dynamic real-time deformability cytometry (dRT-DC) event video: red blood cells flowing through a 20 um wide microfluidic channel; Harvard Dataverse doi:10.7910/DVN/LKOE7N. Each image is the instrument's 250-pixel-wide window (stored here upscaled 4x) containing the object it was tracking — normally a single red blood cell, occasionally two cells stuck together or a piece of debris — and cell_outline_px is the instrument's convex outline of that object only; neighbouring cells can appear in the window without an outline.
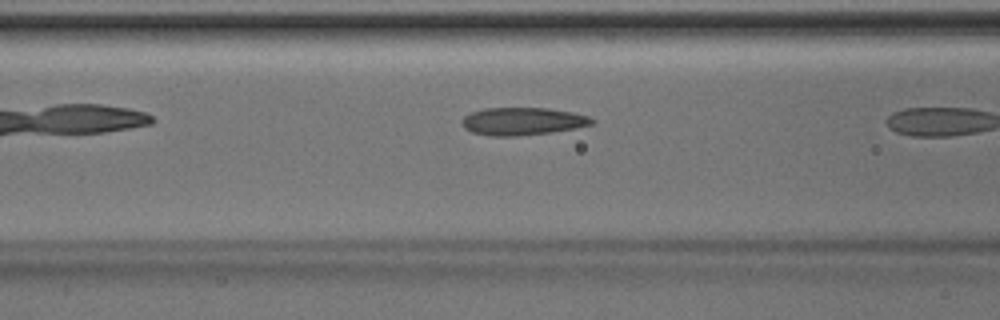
{"species": "Egyptian fruit bat (a non-hibernating species)", "species_latin": "Rousettus aegyptiacus", "temperature_condition": "room temperature", "stored_images_in_passage": 5, "camera_frame_rate_fps": 3000, "um_per_image_px": 0.085, "animal": {"sex": "male"}, "frame": {"image": 1, "passage_image": 4, "time_ms": 1.0, "image_size_px": [1000, 320], "cell_outline_px": [[596, 120], [592, 124], [576, 128], [548, 132], [516, 136], [492, 136], [472, 132], [464, 128], [460, 124], [460, 120], [464, 116], [472, 112], [484, 108], [548, 108], [572, 112], [588, 116]], "centroid_in_image_um": [44.38, 10.3], "position_along_channel_um": 122.2, "area_um2": 20.92}}